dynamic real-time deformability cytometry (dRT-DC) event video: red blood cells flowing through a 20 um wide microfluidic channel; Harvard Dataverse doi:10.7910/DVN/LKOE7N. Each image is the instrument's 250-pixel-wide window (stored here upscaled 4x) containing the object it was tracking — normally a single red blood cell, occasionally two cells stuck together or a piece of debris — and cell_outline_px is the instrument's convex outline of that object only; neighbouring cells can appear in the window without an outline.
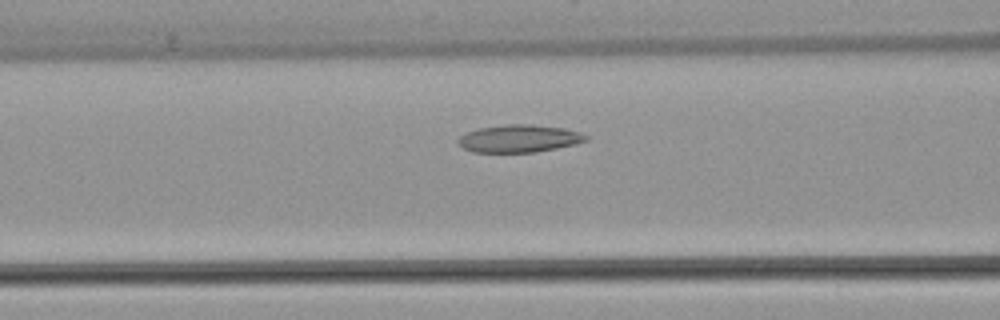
{"species": "common noctule bat (a hibernating species)", "species_latin": "Nyctalus noctula", "temperature_condition": "warm", "stored_images_in_passage": 29, "camera_frame_rate_fps": 3000, "um_per_image_px": 0.085, "animal": {"sex": "female", "body_mass_g": 22.7, "forearm_length_mm": 54.2}, "frame": {"image": 1, "passage_image": 8, "time_ms": 2.333, "image_size_px": [1000, 320], "cell_outline_px": [[588, 140], [576, 144], [536, 152], [472, 152], [464, 148], [456, 140], [460, 136], [468, 132], [480, 128], [508, 124], [532, 124], [564, 128], [580, 132], [588, 136]], "centroid_in_image_um": [44.16, 11.77], "position_along_channel_um": 122.4, "area_um2": 20.46}}
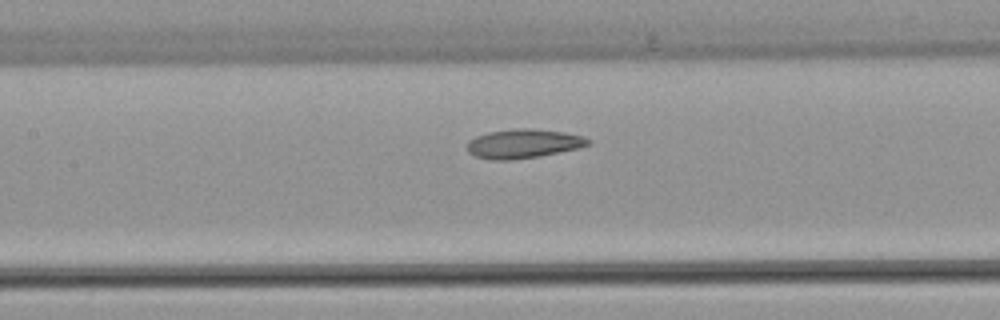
{"frame": {"image": 2, "passage_image": 11, "time_ms": 3.333, "image_size_px": [1000, 320], "cell_outline_px": [[592, 144], [580, 148], [540, 156], [512, 160], [492, 160], [476, 156], [468, 152], [468, 140], [476, 136], [488, 132], [516, 128], [532, 128], [564, 132], [584, 136], [592, 140]], "centroid_in_image_um": [44.54, 12.21], "position_along_channel_um": 162.9, "area_um2": 20.75}}
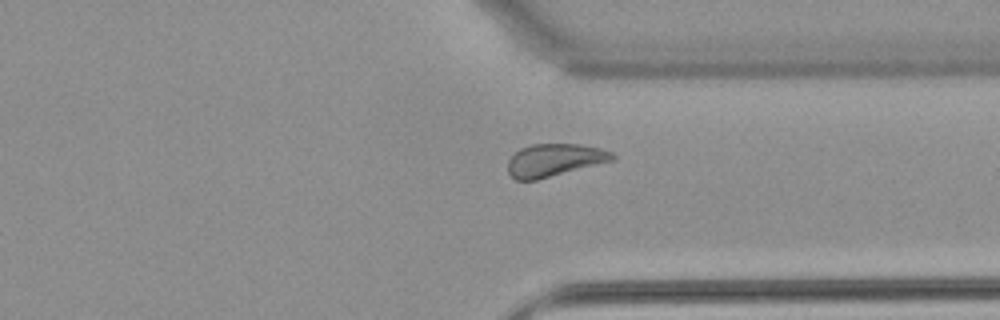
{"frame": {"image": 3, "passage_image": 26, "time_ms": 8.333, "image_size_px": [1000, 320], "cell_outline_px": [[616, 160], [536, 180], [516, 180], [508, 172], [508, 160], [520, 148], [532, 144], [580, 144], [600, 148], [612, 152], [616, 156]], "centroid_in_image_um": [47.16, 13.6], "position_along_channel_um": 364.2, "area_um2": 19.94}}